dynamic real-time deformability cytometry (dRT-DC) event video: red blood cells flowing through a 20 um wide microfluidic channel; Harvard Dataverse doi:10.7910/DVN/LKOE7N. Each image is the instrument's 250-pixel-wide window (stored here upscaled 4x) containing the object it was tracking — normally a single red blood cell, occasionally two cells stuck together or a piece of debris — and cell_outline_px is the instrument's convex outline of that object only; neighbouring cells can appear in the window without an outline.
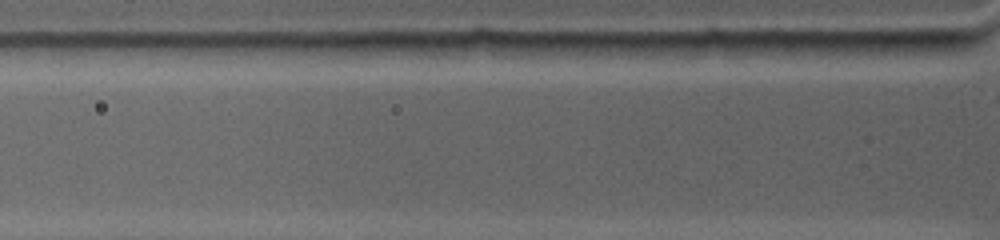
{"species": "common noctule bat (a hibernating species)", "species_latin": "Nyctalus noctula", "temperature_condition": "warm", "stored_images_in_passage": 3, "camera_frame_rate_fps": 4500, "um_per_image_px": 0.085, "animal": {"sex": "female", "body_mass_g": 19.0, "forearm_length_mm": 53.3}, "frame": {"image": 1, "passage_image": 2, "time_ms": 0.222, "image_size_px": [1000, 240], "cell_outline_px": [[820, 44], [808, 52], [792, 56], [700, 56], [680, 44], [704, 40], [820, 40]], "centroid_in_image_um": [63.87, 4.05], "position_along_channel_um": 61.9, "area_um2": 14.05}}